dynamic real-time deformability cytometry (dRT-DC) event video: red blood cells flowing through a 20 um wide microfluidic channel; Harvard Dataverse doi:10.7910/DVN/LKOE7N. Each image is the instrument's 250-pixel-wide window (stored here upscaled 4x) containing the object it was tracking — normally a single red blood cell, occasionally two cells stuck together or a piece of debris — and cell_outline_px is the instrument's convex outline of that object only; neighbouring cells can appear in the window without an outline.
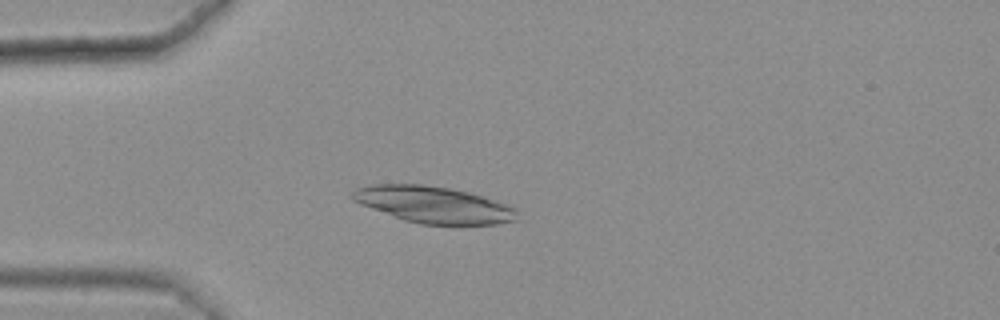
{"species": "common noctule bat (a hibernating species)", "species_latin": "Nyctalus noctula", "temperature_condition": "warm", "stored_images_in_passage": 33, "camera_frame_rate_fps": 3000, "um_per_image_px": 0.085, "animal": {"sex": "female", "body_mass_g": 25.1}, "frame": {"image": 1, "passage_image": 1, "time_ms": 0.0, "image_size_px": [1000, 320], "cell_outline_px": [[516, 220], [496, 224], [420, 224], [404, 220], [360, 204], [352, 200], [352, 192], [356, 188], [372, 184], [424, 184], [452, 188], [468, 192], [512, 204], [516, 208]], "centroid_in_image_um": [36.88, 17.38], "position_along_channel_um": 48.1, "area_um2": 35.2}}
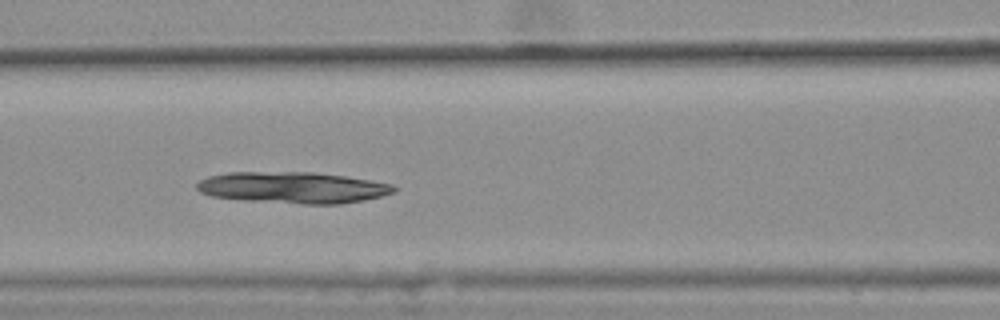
{"frame": {"image": 2, "passage_image": 10, "time_ms": 3.0, "image_size_px": [1000, 320], "cell_outline_px": [[396, 192], [364, 200], [340, 204], [304, 204], [244, 200], [212, 196], [200, 192], [196, 188], [196, 184], [200, 180], [208, 176], [228, 172], [312, 172], [344, 176], [368, 180], [388, 184], [396, 188]], "centroid_in_image_um": [24.84, 15.94], "position_along_channel_um": 141.8, "area_um2": 35.84}}
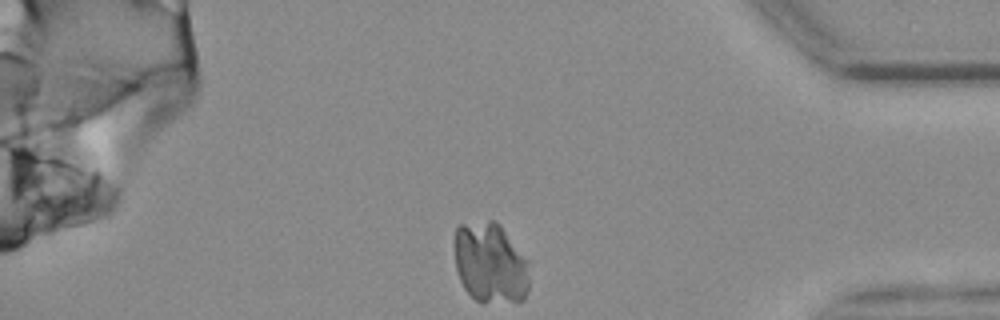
{"frame": {"image": 3, "passage_image": 33, "time_ms": 10.667, "image_size_px": [1000, 320], "cell_outline_px": [[528, 288], [524, 300], [484, 304], [480, 304], [464, 288], [460, 280], [456, 268], [452, 240], [456, 228], [460, 224], [492, 220], [496, 220], [500, 224], [528, 260]], "centroid_in_image_um": [41.65, 22.35], "position_along_channel_um": 393.6, "area_um2": 35.89}}